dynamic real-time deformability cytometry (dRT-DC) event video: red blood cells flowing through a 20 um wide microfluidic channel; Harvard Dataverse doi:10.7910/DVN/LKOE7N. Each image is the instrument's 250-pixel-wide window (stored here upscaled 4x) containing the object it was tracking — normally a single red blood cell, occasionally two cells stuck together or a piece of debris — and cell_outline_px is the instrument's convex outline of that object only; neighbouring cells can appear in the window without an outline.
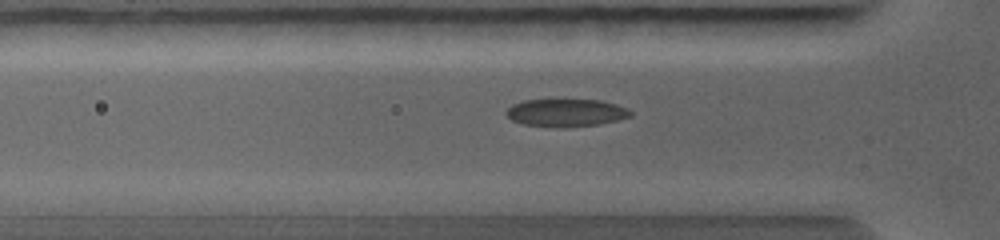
{"species": "common noctule bat (a hibernating species)", "species_latin": "Nyctalus noctula", "temperature_condition": "warm", "stored_images_in_passage": 45, "camera_frame_rate_fps": 5000, "um_per_image_px": 0.085, "animal": {"sex": "female", "body_mass_g": 19.0, "forearm_length_mm": 56.7}, "frame": {"image": 1, "passage_image": 11, "time_ms": 2.4, "image_size_px": [1000, 240], "cell_outline_px": [[632, 116], [600, 124], [564, 128], [560, 128], [524, 124], [512, 120], [504, 112], [512, 104], [524, 100], [600, 100], [616, 104], [628, 108], [632, 112]], "centroid_in_image_um": [48.12, 9.59], "position_along_channel_um": 77.7, "area_um2": 20.11}}
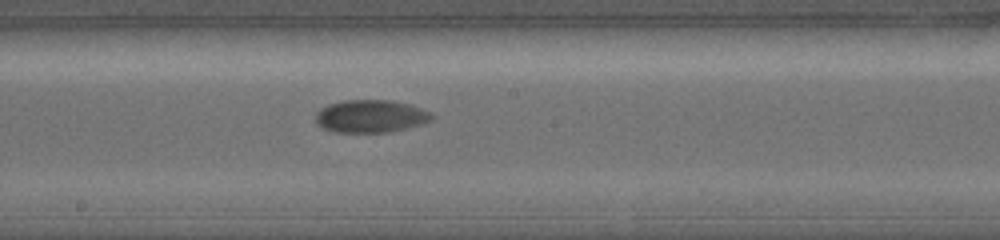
{"frame": {"image": 2, "passage_image": 21, "time_ms": 4.8, "image_size_px": [1000, 240], "cell_outline_px": [[436, 116], [432, 120], [424, 124], [388, 132], [336, 132], [324, 128], [316, 124], [316, 112], [320, 108], [328, 104], [344, 100], [388, 100], [412, 104], [432, 112]], "centroid_in_image_um": [31.56, 9.87], "position_along_channel_um": 216.6, "area_um2": 22.43}}
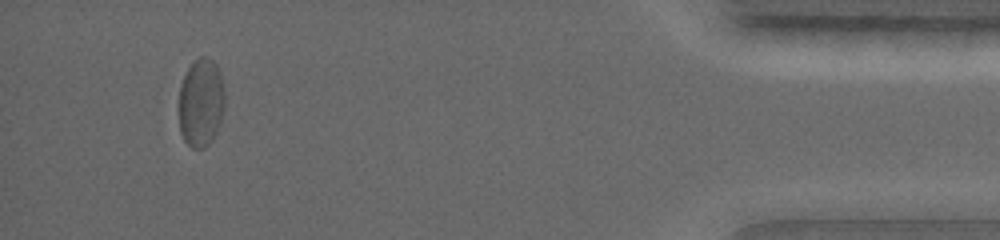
{"frame": {"image": 3, "passage_image": 40, "time_ms": 9.6, "image_size_px": [1000, 240], "cell_outline_px": [[224, 104], [220, 120], [216, 132], [212, 140], [204, 148], [192, 148], [184, 140], [180, 132], [180, 88], [184, 76], [192, 60], [200, 56], [204, 56], [212, 60], [216, 64], [220, 72], [224, 96]], "centroid_in_image_um": [17.08, 8.71], "position_along_channel_um": 418.1, "area_um2": 23.41}}